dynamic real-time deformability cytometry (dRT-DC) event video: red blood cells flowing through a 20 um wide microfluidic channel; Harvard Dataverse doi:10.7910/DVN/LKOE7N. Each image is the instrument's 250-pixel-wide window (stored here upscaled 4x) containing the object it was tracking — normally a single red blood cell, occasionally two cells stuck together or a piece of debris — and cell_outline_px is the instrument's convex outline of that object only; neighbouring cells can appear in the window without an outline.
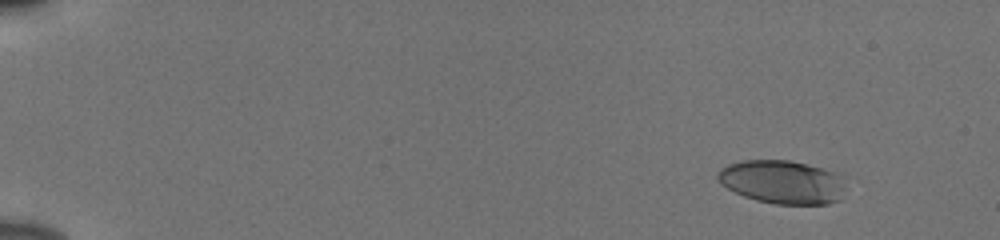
{"species": "human", "species_latin": "Homo sapiens", "temperature_condition": "cold", "stored_images_in_passage": 51, "camera_frame_rate_fps": 3000, "um_per_image_px": 0.085, "donor": {"sex": "male"}, "frame": {"image": 1, "passage_image": 1, "time_ms": 0.0, "image_size_px": [1000, 240], "cell_outline_px": [[844, 188], [840, 200], [828, 204], [776, 204], [756, 200], [744, 196], [728, 188], [716, 176], [716, 172], [720, 168], [728, 164], [744, 160], [788, 160], [844, 172]], "centroid_in_image_um": [66.57, 15.45], "position_along_channel_um": 18.4, "area_um2": 32.83}}
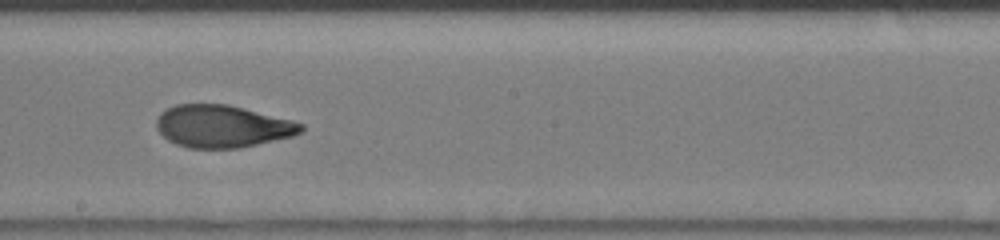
{"frame": {"image": 2, "passage_image": 29, "time_ms": 9.333, "image_size_px": [1000, 240], "cell_outline_px": [[304, 128], [300, 132], [292, 136], [240, 148], [188, 148], [176, 144], [168, 140], [156, 128], [156, 120], [168, 108], [176, 104], [228, 104], [292, 120], [304, 124]], "centroid_in_image_um": [18.91, 10.74], "position_along_channel_um": 229.3, "area_um2": 35.49}}
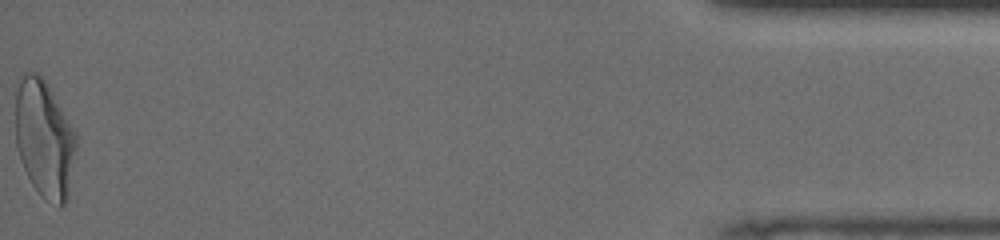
{"frame": {"image": 3, "passage_image": 51, "time_ms": 16.667, "image_size_px": [1000, 240], "cell_outline_px": [[76, 148], [68, 200], [60, 208], [44, 200], [40, 196], [32, 184], [24, 168], [16, 148], [16, 80], [24, 72], [36, 72], [48, 84], [76, 132]], "centroid_in_image_um": [3.77, 11.81], "position_along_channel_um": 431.4, "area_um2": 42.19}, "authors_computed_cell_mechanics": {"area_um2": 35.4892, "velocity_mm_per_s": 3.8532, "shape_relaxation_time_tau1_ms": 5.012, "shape_relaxation_time_tau2_ms": 1.5185, "deformation_change_tau1": 0.1989, "deformation_change_tau2": 0.0782}}